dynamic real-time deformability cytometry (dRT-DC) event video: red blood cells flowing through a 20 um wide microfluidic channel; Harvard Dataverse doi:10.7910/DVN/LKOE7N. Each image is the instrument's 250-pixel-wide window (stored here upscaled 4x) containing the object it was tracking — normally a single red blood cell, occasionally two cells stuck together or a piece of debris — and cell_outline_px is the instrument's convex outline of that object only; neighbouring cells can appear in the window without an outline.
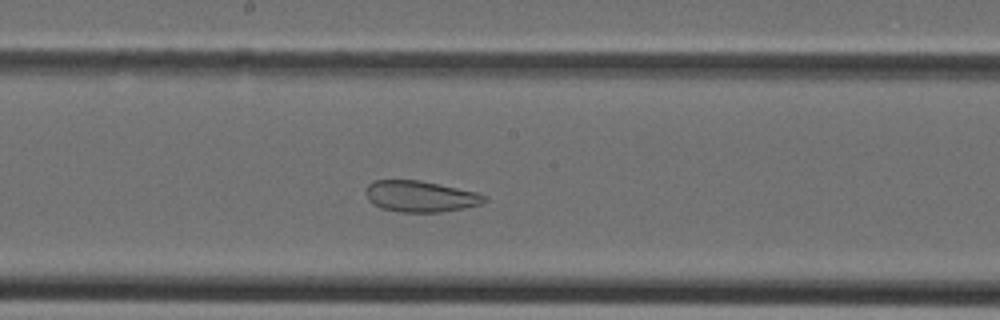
{"species": "Egyptian fruit bat (a non-hibernating species)", "species_latin": "Rousettus aegyptiacus", "temperature_condition": "cold", "stored_images_in_passage": 34, "camera_frame_rate_fps": 3000, "um_per_image_px": 0.085, "animal": {"sex": "female"}, "frame": {"image": 1, "passage_image": 16, "time_ms": 5.0, "image_size_px": [1000, 320], "cell_outline_px": [[488, 200], [480, 204], [464, 208], [440, 212], [400, 212], [380, 208], [372, 204], [368, 200], [364, 192], [368, 184], [376, 180], [420, 180], [476, 192], [488, 196]], "centroid_in_image_um": [35.71, 16.69], "position_along_channel_um": 212.5, "area_um2": 21.68}}
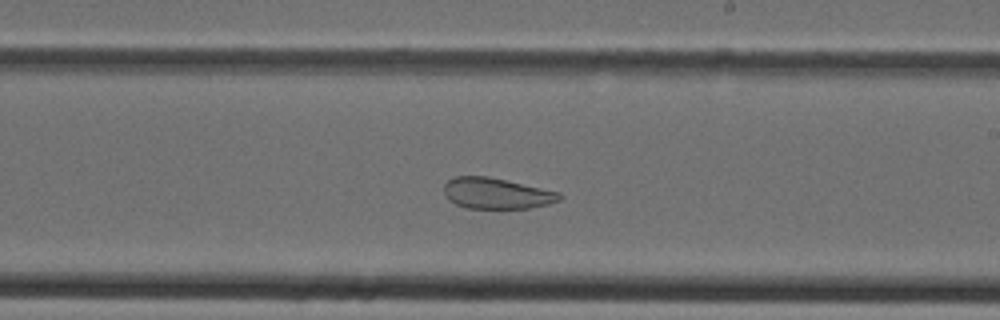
{"frame": {"image": 2, "passage_image": 18, "time_ms": 5.667, "image_size_px": [1000, 320], "cell_outline_px": [[564, 196], [560, 200], [548, 204], [528, 208], [468, 208], [456, 204], [448, 200], [444, 192], [444, 184], [448, 180], [456, 176], [488, 176], [560, 192]], "centroid_in_image_um": [42.21, 16.43], "position_along_channel_um": 246.8, "area_um2": 20.81}}
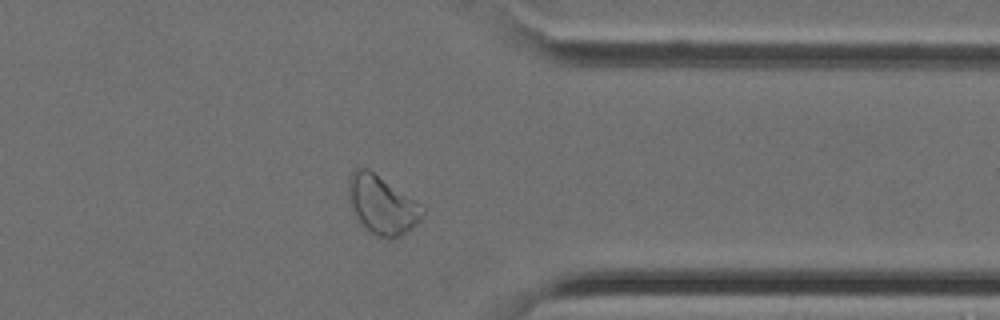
{"frame": {"image": 3, "passage_image": 26, "time_ms": 8.333, "image_size_px": [1000, 320], "cell_outline_px": [[424, 212], [420, 220], [416, 224], [400, 236], [388, 240], [376, 236], [368, 232], [360, 224], [352, 208], [348, 192], [348, 180], [352, 172], [356, 168], [368, 168], [424, 204]], "centroid_in_image_um": [32.49, 17.42], "position_along_channel_um": 378.9, "area_um2": 25.66}}